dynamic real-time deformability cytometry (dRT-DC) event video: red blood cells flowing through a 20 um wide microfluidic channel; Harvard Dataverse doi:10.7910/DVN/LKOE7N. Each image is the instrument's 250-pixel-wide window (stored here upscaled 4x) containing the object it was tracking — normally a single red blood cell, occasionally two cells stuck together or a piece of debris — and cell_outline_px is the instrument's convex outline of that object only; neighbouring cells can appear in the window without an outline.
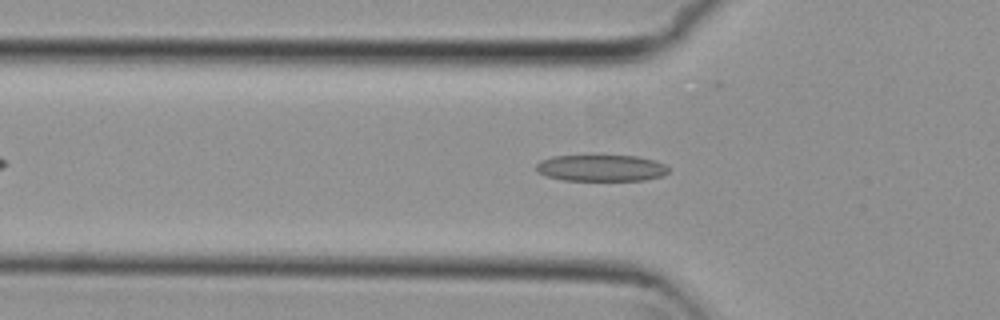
{"species": "common noctule bat (a hibernating species)", "species_latin": "Nyctalus noctula", "temperature_condition": "cold", "stored_images_in_passage": 39, "camera_frame_rate_fps": 3000, "um_per_image_px": 0.085, "animal": {"sex": "female", "body_mass_g": 29.2, "forearm_length_mm": 56.3}, "frame": {"image": 1, "passage_image": 3, "time_ms": 0.667, "image_size_px": [1000, 320], "cell_outline_px": [[668, 172], [660, 176], [644, 180], [564, 180], [548, 176], [536, 172], [536, 164], [540, 160], [552, 156], [596, 152], [636, 156], [652, 160], [664, 164], [668, 168]], "centroid_in_image_um": [51.02, 14.22], "position_along_channel_um": 74.8, "area_um2": 21.39}}
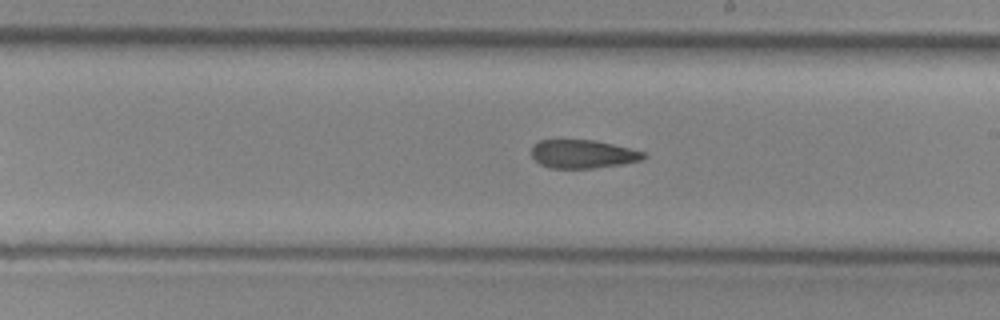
{"frame": {"image": 2, "passage_image": 16, "time_ms": 5.0, "image_size_px": [1000, 320], "cell_outline_px": [[648, 156], [644, 160], [624, 164], [592, 168], [548, 168], [540, 164], [532, 156], [532, 148], [540, 140], [596, 140], [644, 152]], "centroid_in_image_um": [49.58, 13.1], "position_along_channel_um": 239.4, "area_um2": 18.55}}
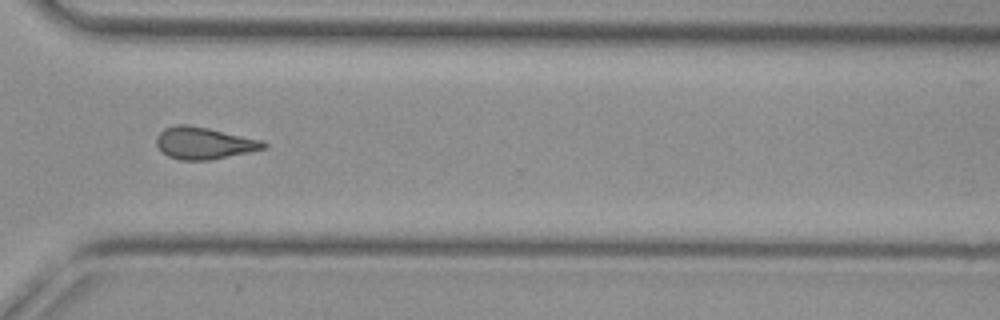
{"frame": {"image": 3, "passage_image": 25, "time_ms": 8.0, "image_size_px": [1000, 320], "cell_outline_px": [[268, 148], [212, 160], [180, 160], [168, 156], [156, 144], [156, 136], [164, 128], [176, 124], [188, 124], [208, 128], [264, 140], [268, 144]], "centroid_in_image_um": [17.38, 12.16], "position_along_channel_um": 353.2, "area_um2": 20.17}, "authors_computed_cell_mechanics": {"area_um2": 19.363, "velocity_mm_per_s": 3.7905, "shape_relaxation_time_tau1_ms": null, "shape_relaxation_time_tau2_ms": 3.2058, "deformation_change_tau1": null, "deformation_change_tau2": 0.1142}}